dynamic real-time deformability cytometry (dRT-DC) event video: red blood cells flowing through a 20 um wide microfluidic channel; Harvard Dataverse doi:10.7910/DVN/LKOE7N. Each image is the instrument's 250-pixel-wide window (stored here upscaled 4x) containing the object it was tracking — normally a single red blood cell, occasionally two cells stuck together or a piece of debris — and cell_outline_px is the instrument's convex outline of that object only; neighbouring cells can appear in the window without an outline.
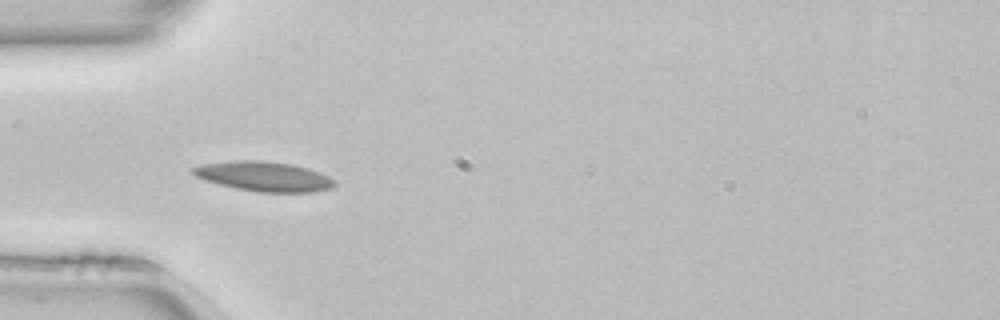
{"species": "common noctule bat (a hibernating species)", "species_latin": "Nyctalus noctula", "temperature_condition": "room temperature", "stored_images_in_passage": 50, "camera_frame_rate_fps": 3000, "um_per_image_px": 0.085, "animal": {"sex": "female", "body_mass_g": 22.7, "forearm_length_mm": 54.2}, "frame": {"image": 1, "passage_image": 15, "time_ms": 4.667, "image_size_px": [1000, 320], "cell_outline_px": [[336, 184], [332, 188], [312, 192], [256, 192], [236, 188], [220, 184], [196, 176], [192, 172], [192, 168], [204, 164], [236, 160], [264, 160], [292, 164], [308, 168], [320, 172], [336, 180]], "centroid_in_image_um": [22.5, 14.99], "position_along_channel_um": 62.5, "area_um2": 24.45}, "authors_computed_cell_mechanics": {"area_um2": 22.1663, "velocity_mm_per_s": 4.0572, "shape_relaxation_time_tau1_ms": 4.9943, "shape_relaxation_time_tau2_ms": null, "deformation_change_tau1": 0.1268, "deformation_change_tau2": null}}